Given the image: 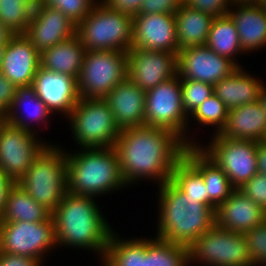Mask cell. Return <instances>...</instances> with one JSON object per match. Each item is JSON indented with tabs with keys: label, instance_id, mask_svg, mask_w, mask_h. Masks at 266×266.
<instances>
[{
	"label": "cell",
	"instance_id": "obj_24",
	"mask_svg": "<svg viewBox=\"0 0 266 266\" xmlns=\"http://www.w3.org/2000/svg\"><path fill=\"white\" fill-rule=\"evenodd\" d=\"M51 114L46 104L36 95L33 86L27 85L17 87L12 105L3 119L11 125L38 134L33 123L40 126L45 121V125L49 127L48 119Z\"/></svg>",
	"mask_w": 266,
	"mask_h": 266
},
{
	"label": "cell",
	"instance_id": "obj_31",
	"mask_svg": "<svg viewBox=\"0 0 266 266\" xmlns=\"http://www.w3.org/2000/svg\"><path fill=\"white\" fill-rule=\"evenodd\" d=\"M206 46L218 55L232 60L238 67H243L236 59L240 54H244L239 34L233 19L228 14L213 19Z\"/></svg>",
	"mask_w": 266,
	"mask_h": 266
},
{
	"label": "cell",
	"instance_id": "obj_38",
	"mask_svg": "<svg viewBox=\"0 0 266 266\" xmlns=\"http://www.w3.org/2000/svg\"><path fill=\"white\" fill-rule=\"evenodd\" d=\"M254 266H266V220L244 233Z\"/></svg>",
	"mask_w": 266,
	"mask_h": 266
},
{
	"label": "cell",
	"instance_id": "obj_42",
	"mask_svg": "<svg viewBox=\"0 0 266 266\" xmlns=\"http://www.w3.org/2000/svg\"><path fill=\"white\" fill-rule=\"evenodd\" d=\"M17 87L0 73V110L5 114L11 107Z\"/></svg>",
	"mask_w": 266,
	"mask_h": 266
},
{
	"label": "cell",
	"instance_id": "obj_35",
	"mask_svg": "<svg viewBox=\"0 0 266 266\" xmlns=\"http://www.w3.org/2000/svg\"><path fill=\"white\" fill-rule=\"evenodd\" d=\"M229 109L225 104L220 100L218 96L213 94L207 98L201 105H199L190 115V117L197 121V124L206 127L213 126L214 135L219 134L222 129L225 127L227 118H228ZM216 126V127H215Z\"/></svg>",
	"mask_w": 266,
	"mask_h": 266
},
{
	"label": "cell",
	"instance_id": "obj_40",
	"mask_svg": "<svg viewBox=\"0 0 266 266\" xmlns=\"http://www.w3.org/2000/svg\"><path fill=\"white\" fill-rule=\"evenodd\" d=\"M183 3L214 18L227 15L232 5L231 0H183Z\"/></svg>",
	"mask_w": 266,
	"mask_h": 266
},
{
	"label": "cell",
	"instance_id": "obj_45",
	"mask_svg": "<svg viewBox=\"0 0 266 266\" xmlns=\"http://www.w3.org/2000/svg\"><path fill=\"white\" fill-rule=\"evenodd\" d=\"M14 184L15 182L0 168V217L5 210L9 190Z\"/></svg>",
	"mask_w": 266,
	"mask_h": 266
},
{
	"label": "cell",
	"instance_id": "obj_37",
	"mask_svg": "<svg viewBox=\"0 0 266 266\" xmlns=\"http://www.w3.org/2000/svg\"><path fill=\"white\" fill-rule=\"evenodd\" d=\"M99 0H38L43 6L60 10L76 26L85 19Z\"/></svg>",
	"mask_w": 266,
	"mask_h": 266
},
{
	"label": "cell",
	"instance_id": "obj_2",
	"mask_svg": "<svg viewBox=\"0 0 266 266\" xmlns=\"http://www.w3.org/2000/svg\"><path fill=\"white\" fill-rule=\"evenodd\" d=\"M95 197L67 192L52 212L57 247H72L99 253L103 260L114 231L96 204Z\"/></svg>",
	"mask_w": 266,
	"mask_h": 266
},
{
	"label": "cell",
	"instance_id": "obj_33",
	"mask_svg": "<svg viewBox=\"0 0 266 266\" xmlns=\"http://www.w3.org/2000/svg\"><path fill=\"white\" fill-rule=\"evenodd\" d=\"M171 181L187 197L208 205L207 188L202 174L184 156L174 166Z\"/></svg>",
	"mask_w": 266,
	"mask_h": 266
},
{
	"label": "cell",
	"instance_id": "obj_9",
	"mask_svg": "<svg viewBox=\"0 0 266 266\" xmlns=\"http://www.w3.org/2000/svg\"><path fill=\"white\" fill-rule=\"evenodd\" d=\"M127 53L86 50L77 78L80 99H103L128 77Z\"/></svg>",
	"mask_w": 266,
	"mask_h": 266
},
{
	"label": "cell",
	"instance_id": "obj_29",
	"mask_svg": "<svg viewBox=\"0 0 266 266\" xmlns=\"http://www.w3.org/2000/svg\"><path fill=\"white\" fill-rule=\"evenodd\" d=\"M116 233V230L111 233L101 263L106 266H146V238L131 240Z\"/></svg>",
	"mask_w": 266,
	"mask_h": 266
},
{
	"label": "cell",
	"instance_id": "obj_46",
	"mask_svg": "<svg viewBox=\"0 0 266 266\" xmlns=\"http://www.w3.org/2000/svg\"><path fill=\"white\" fill-rule=\"evenodd\" d=\"M257 171L266 175V143L257 142Z\"/></svg>",
	"mask_w": 266,
	"mask_h": 266
},
{
	"label": "cell",
	"instance_id": "obj_53",
	"mask_svg": "<svg viewBox=\"0 0 266 266\" xmlns=\"http://www.w3.org/2000/svg\"><path fill=\"white\" fill-rule=\"evenodd\" d=\"M4 118V113L0 110V120Z\"/></svg>",
	"mask_w": 266,
	"mask_h": 266
},
{
	"label": "cell",
	"instance_id": "obj_10",
	"mask_svg": "<svg viewBox=\"0 0 266 266\" xmlns=\"http://www.w3.org/2000/svg\"><path fill=\"white\" fill-rule=\"evenodd\" d=\"M188 257L199 266H254L244 234L216 224L188 247Z\"/></svg>",
	"mask_w": 266,
	"mask_h": 266
},
{
	"label": "cell",
	"instance_id": "obj_6",
	"mask_svg": "<svg viewBox=\"0 0 266 266\" xmlns=\"http://www.w3.org/2000/svg\"><path fill=\"white\" fill-rule=\"evenodd\" d=\"M85 50L128 52L133 41V16L114 11L98 1L88 16L76 26Z\"/></svg>",
	"mask_w": 266,
	"mask_h": 266
},
{
	"label": "cell",
	"instance_id": "obj_7",
	"mask_svg": "<svg viewBox=\"0 0 266 266\" xmlns=\"http://www.w3.org/2000/svg\"><path fill=\"white\" fill-rule=\"evenodd\" d=\"M68 120L80 149L114 147L121 132L104 99H80Z\"/></svg>",
	"mask_w": 266,
	"mask_h": 266
},
{
	"label": "cell",
	"instance_id": "obj_21",
	"mask_svg": "<svg viewBox=\"0 0 266 266\" xmlns=\"http://www.w3.org/2000/svg\"><path fill=\"white\" fill-rule=\"evenodd\" d=\"M265 220L266 211L239 189H235L215 211V224L218 227L241 234Z\"/></svg>",
	"mask_w": 266,
	"mask_h": 266
},
{
	"label": "cell",
	"instance_id": "obj_5",
	"mask_svg": "<svg viewBox=\"0 0 266 266\" xmlns=\"http://www.w3.org/2000/svg\"><path fill=\"white\" fill-rule=\"evenodd\" d=\"M17 184L52 213L67 193L65 149L49 143Z\"/></svg>",
	"mask_w": 266,
	"mask_h": 266
},
{
	"label": "cell",
	"instance_id": "obj_13",
	"mask_svg": "<svg viewBox=\"0 0 266 266\" xmlns=\"http://www.w3.org/2000/svg\"><path fill=\"white\" fill-rule=\"evenodd\" d=\"M38 134L0 120V168L17 183L48 145Z\"/></svg>",
	"mask_w": 266,
	"mask_h": 266
},
{
	"label": "cell",
	"instance_id": "obj_52",
	"mask_svg": "<svg viewBox=\"0 0 266 266\" xmlns=\"http://www.w3.org/2000/svg\"><path fill=\"white\" fill-rule=\"evenodd\" d=\"M259 6L266 9V0H262Z\"/></svg>",
	"mask_w": 266,
	"mask_h": 266
},
{
	"label": "cell",
	"instance_id": "obj_44",
	"mask_svg": "<svg viewBox=\"0 0 266 266\" xmlns=\"http://www.w3.org/2000/svg\"><path fill=\"white\" fill-rule=\"evenodd\" d=\"M114 11L136 15L143 0H100Z\"/></svg>",
	"mask_w": 266,
	"mask_h": 266
},
{
	"label": "cell",
	"instance_id": "obj_14",
	"mask_svg": "<svg viewBox=\"0 0 266 266\" xmlns=\"http://www.w3.org/2000/svg\"><path fill=\"white\" fill-rule=\"evenodd\" d=\"M238 66L206 45L184 48L177 54V75L211 85L231 75Z\"/></svg>",
	"mask_w": 266,
	"mask_h": 266
},
{
	"label": "cell",
	"instance_id": "obj_34",
	"mask_svg": "<svg viewBox=\"0 0 266 266\" xmlns=\"http://www.w3.org/2000/svg\"><path fill=\"white\" fill-rule=\"evenodd\" d=\"M36 5L18 0H0V22L12 34H24Z\"/></svg>",
	"mask_w": 266,
	"mask_h": 266
},
{
	"label": "cell",
	"instance_id": "obj_15",
	"mask_svg": "<svg viewBox=\"0 0 266 266\" xmlns=\"http://www.w3.org/2000/svg\"><path fill=\"white\" fill-rule=\"evenodd\" d=\"M127 68L128 78L147 91L177 75V55L132 47L127 52Z\"/></svg>",
	"mask_w": 266,
	"mask_h": 266
},
{
	"label": "cell",
	"instance_id": "obj_19",
	"mask_svg": "<svg viewBox=\"0 0 266 266\" xmlns=\"http://www.w3.org/2000/svg\"><path fill=\"white\" fill-rule=\"evenodd\" d=\"M40 53L24 34H12L6 43L0 73L16 87L32 85Z\"/></svg>",
	"mask_w": 266,
	"mask_h": 266
},
{
	"label": "cell",
	"instance_id": "obj_8",
	"mask_svg": "<svg viewBox=\"0 0 266 266\" xmlns=\"http://www.w3.org/2000/svg\"><path fill=\"white\" fill-rule=\"evenodd\" d=\"M145 125L172 131L187 146H198L188 133L189 116L183 109L181 79L175 77L146 91ZM189 136H188V135Z\"/></svg>",
	"mask_w": 266,
	"mask_h": 266
},
{
	"label": "cell",
	"instance_id": "obj_49",
	"mask_svg": "<svg viewBox=\"0 0 266 266\" xmlns=\"http://www.w3.org/2000/svg\"><path fill=\"white\" fill-rule=\"evenodd\" d=\"M258 100L262 106V109H263V112H264L265 118H266V85H264V84L261 88Z\"/></svg>",
	"mask_w": 266,
	"mask_h": 266
},
{
	"label": "cell",
	"instance_id": "obj_23",
	"mask_svg": "<svg viewBox=\"0 0 266 266\" xmlns=\"http://www.w3.org/2000/svg\"><path fill=\"white\" fill-rule=\"evenodd\" d=\"M183 156L202 174L207 188L208 205L216 211L235 190L228 176L199 146H187Z\"/></svg>",
	"mask_w": 266,
	"mask_h": 266
},
{
	"label": "cell",
	"instance_id": "obj_1",
	"mask_svg": "<svg viewBox=\"0 0 266 266\" xmlns=\"http://www.w3.org/2000/svg\"><path fill=\"white\" fill-rule=\"evenodd\" d=\"M186 147L172 131L144 125L122 129L113 148L127 186L144 179L160 186L171 180Z\"/></svg>",
	"mask_w": 266,
	"mask_h": 266
},
{
	"label": "cell",
	"instance_id": "obj_50",
	"mask_svg": "<svg viewBox=\"0 0 266 266\" xmlns=\"http://www.w3.org/2000/svg\"><path fill=\"white\" fill-rule=\"evenodd\" d=\"M5 49H6V45H0V68L2 66Z\"/></svg>",
	"mask_w": 266,
	"mask_h": 266
},
{
	"label": "cell",
	"instance_id": "obj_4",
	"mask_svg": "<svg viewBox=\"0 0 266 266\" xmlns=\"http://www.w3.org/2000/svg\"><path fill=\"white\" fill-rule=\"evenodd\" d=\"M66 152L67 192L99 197L127 188L113 147Z\"/></svg>",
	"mask_w": 266,
	"mask_h": 266
},
{
	"label": "cell",
	"instance_id": "obj_51",
	"mask_svg": "<svg viewBox=\"0 0 266 266\" xmlns=\"http://www.w3.org/2000/svg\"><path fill=\"white\" fill-rule=\"evenodd\" d=\"M18 1H24L26 4H37L38 0H18Z\"/></svg>",
	"mask_w": 266,
	"mask_h": 266
},
{
	"label": "cell",
	"instance_id": "obj_22",
	"mask_svg": "<svg viewBox=\"0 0 266 266\" xmlns=\"http://www.w3.org/2000/svg\"><path fill=\"white\" fill-rule=\"evenodd\" d=\"M229 139L263 142L266 118L259 100L229 109L225 127L219 133Z\"/></svg>",
	"mask_w": 266,
	"mask_h": 266
},
{
	"label": "cell",
	"instance_id": "obj_17",
	"mask_svg": "<svg viewBox=\"0 0 266 266\" xmlns=\"http://www.w3.org/2000/svg\"><path fill=\"white\" fill-rule=\"evenodd\" d=\"M36 95L53 114H63L68 118L80 100L77 79L42 67L38 68L32 81ZM67 115V116H66Z\"/></svg>",
	"mask_w": 266,
	"mask_h": 266
},
{
	"label": "cell",
	"instance_id": "obj_32",
	"mask_svg": "<svg viewBox=\"0 0 266 266\" xmlns=\"http://www.w3.org/2000/svg\"><path fill=\"white\" fill-rule=\"evenodd\" d=\"M146 266H191L188 247L157 237H146Z\"/></svg>",
	"mask_w": 266,
	"mask_h": 266
},
{
	"label": "cell",
	"instance_id": "obj_18",
	"mask_svg": "<svg viewBox=\"0 0 266 266\" xmlns=\"http://www.w3.org/2000/svg\"><path fill=\"white\" fill-rule=\"evenodd\" d=\"M76 34V25L60 10L37 3L24 35L39 53Z\"/></svg>",
	"mask_w": 266,
	"mask_h": 266
},
{
	"label": "cell",
	"instance_id": "obj_36",
	"mask_svg": "<svg viewBox=\"0 0 266 266\" xmlns=\"http://www.w3.org/2000/svg\"><path fill=\"white\" fill-rule=\"evenodd\" d=\"M181 89L183 109L188 116L214 94L213 85L191 79H181Z\"/></svg>",
	"mask_w": 266,
	"mask_h": 266
},
{
	"label": "cell",
	"instance_id": "obj_25",
	"mask_svg": "<svg viewBox=\"0 0 266 266\" xmlns=\"http://www.w3.org/2000/svg\"><path fill=\"white\" fill-rule=\"evenodd\" d=\"M228 15L237 28L243 53L261 50L266 46V9L231 5Z\"/></svg>",
	"mask_w": 266,
	"mask_h": 266
},
{
	"label": "cell",
	"instance_id": "obj_39",
	"mask_svg": "<svg viewBox=\"0 0 266 266\" xmlns=\"http://www.w3.org/2000/svg\"><path fill=\"white\" fill-rule=\"evenodd\" d=\"M239 190L266 211V175L257 172Z\"/></svg>",
	"mask_w": 266,
	"mask_h": 266
},
{
	"label": "cell",
	"instance_id": "obj_27",
	"mask_svg": "<svg viewBox=\"0 0 266 266\" xmlns=\"http://www.w3.org/2000/svg\"><path fill=\"white\" fill-rule=\"evenodd\" d=\"M85 47L77 34L40 53V67L78 78Z\"/></svg>",
	"mask_w": 266,
	"mask_h": 266
},
{
	"label": "cell",
	"instance_id": "obj_43",
	"mask_svg": "<svg viewBox=\"0 0 266 266\" xmlns=\"http://www.w3.org/2000/svg\"><path fill=\"white\" fill-rule=\"evenodd\" d=\"M38 259L0 251V266H44Z\"/></svg>",
	"mask_w": 266,
	"mask_h": 266
},
{
	"label": "cell",
	"instance_id": "obj_3",
	"mask_svg": "<svg viewBox=\"0 0 266 266\" xmlns=\"http://www.w3.org/2000/svg\"><path fill=\"white\" fill-rule=\"evenodd\" d=\"M157 234L162 240L189 247L215 225V211L187 197L170 180L158 186Z\"/></svg>",
	"mask_w": 266,
	"mask_h": 266
},
{
	"label": "cell",
	"instance_id": "obj_26",
	"mask_svg": "<svg viewBox=\"0 0 266 266\" xmlns=\"http://www.w3.org/2000/svg\"><path fill=\"white\" fill-rule=\"evenodd\" d=\"M243 67H238L231 75L213 85L216 96L228 109H233L259 99L263 81L253 77Z\"/></svg>",
	"mask_w": 266,
	"mask_h": 266
},
{
	"label": "cell",
	"instance_id": "obj_30",
	"mask_svg": "<svg viewBox=\"0 0 266 266\" xmlns=\"http://www.w3.org/2000/svg\"><path fill=\"white\" fill-rule=\"evenodd\" d=\"M51 215L52 213L48 209L37 203L15 183L9 190L6 207L0 217V223L16 221L43 222Z\"/></svg>",
	"mask_w": 266,
	"mask_h": 266
},
{
	"label": "cell",
	"instance_id": "obj_20",
	"mask_svg": "<svg viewBox=\"0 0 266 266\" xmlns=\"http://www.w3.org/2000/svg\"><path fill=\"white\" fill-rule=\"evenodd\" d=\"M103 99L120 130L145 125L146 91L128 77Z\"/></svg>",
	"mask_w": 266,
	"mask_h": 266
},
{
	"label": "cell",
	"instance_id": "obj_12",
	"mask_svg": "<svg viewBox=\"0 0 266 266\" xmlns=\"http://www.w3.org/2000/svg\"><path fill=\"white\" fill-rule=\"evenodd\" d=\"M57 247L52 215L43 222L0 223V251L40 260Z\"/></svg>",
	"mask_w": 266,
	"mask_h": 266
},
{
	"label": "cell",
	"instance_id": "obj_11",
	"mask_svg": "<svg viewBox=\"0 0 266 266\" xmlns=\"http://www.w3.org/2000/svg\"><path fill=\"white\" fill-rule=\"evenodd\" d=\"M199 148L228 176L232 186L240 189L257 171V142L229 139L219 134ZM202 145V146H201Z\"/></svg>",
	"mask_w": 266,
	"mask_h": 266
},
{
	"label": "cell",
	"instance_id": "obj_28",
	"mask_svg": "<svg viewBox=\"0 0 266 266\" xmlns=\"http://www.w3.org/2000/svg\"><path fill=\"white\" fill-rule=\"evenodd\" d=\"M178 49L206 45L214 17L181 4L175 13Z\"/></svg>",
	"mask_w": 266,
	"mask_h": 266
},
{
	"label": "cell",
	"instance_id": "obj_48",
	"mask_svg": "<svg viewBox=\"0 0 266 266\" xmlns=\"http://www.w3.org/2000/svg\"><path fill=\"white\" fill-rule=\"evenodd\" d=\"M11 35L12 33L0 22V45H6Z\"/></svg>",
	"mask_w": 266,
	"mask_h": 266
},
{
	"label": "cell",
	"instance_id": "obj_47",
	"mask_svg": "<svg viewBox=\"0 0 266 266\" xmlns=\"http://www.w3.org/2000/svg\"><path fill=\"white\" fill-rule=\"evenodd\" d=\"M262 0H231L234 6H259Z\"/></svg>",
	"mask_w": 266,
	"mask_h": 266
},
{
	"label": "cell",
	"instance_id": "obj_41",
	"mask_svg": "<svg viewBox=\"0 0 266 266\" xmlns=\"http://www.w3.org/2000/svg\"><path fill=\"white\" fill-rule=\"evenodd\" d=\"M183 0H143L137 14H175Z\"/></svg>",
	"mask_w": 266,
	"mask_h": 266
},
{
	"label": "cell",
	"instance_id": "obj_16",
	"mask_svg": "<svg viewBox=\"0 0 266 266\" xmlns=\"http://www.w3.org/2000/svg\"><path fill=\"white\" fill-rule=\"evenodd\" d=\"M132 47L178 54L175 14H136L133 16Z\"/></svg>",
	"mask_w": 266,
	"mask_h": 266
}]
</instances>
